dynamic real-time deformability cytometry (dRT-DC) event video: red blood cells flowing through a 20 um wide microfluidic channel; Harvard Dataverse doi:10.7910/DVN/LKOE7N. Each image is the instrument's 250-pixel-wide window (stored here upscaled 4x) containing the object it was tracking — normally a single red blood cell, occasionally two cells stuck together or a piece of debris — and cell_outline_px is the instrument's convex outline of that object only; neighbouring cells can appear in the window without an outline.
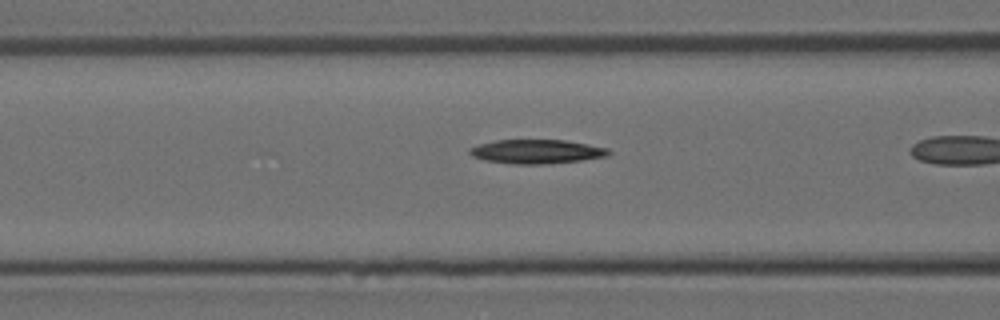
{"species": "Egyptian fruit bat (a non-hibernating species)", "species_latin": "Rousettus aegyptiacus", "temperature_condition": "room temperature", "stored_images_in_passage": 7, "camera_frame_rate_fps": 3000, "um_per_image_px": 0.085, "animal": {"sex": "female"}, "frame": {"image": 1, "passage_image": 6, "time_ms": 1.667, "image_size_px": [1000, 320], "cell_outline_px": [[612, 152], [608, 156], [580, 160], [544, 164], [516, 164], [484, 160], [472, 156], [468, 152], [468, 148], [480, 144], [496, 140], [564, 140], [608, 148]], "centroid_in_image_um": [45.6, 12.88], "position_along_channel_um": 121.0, "area_um2": 19.36}}